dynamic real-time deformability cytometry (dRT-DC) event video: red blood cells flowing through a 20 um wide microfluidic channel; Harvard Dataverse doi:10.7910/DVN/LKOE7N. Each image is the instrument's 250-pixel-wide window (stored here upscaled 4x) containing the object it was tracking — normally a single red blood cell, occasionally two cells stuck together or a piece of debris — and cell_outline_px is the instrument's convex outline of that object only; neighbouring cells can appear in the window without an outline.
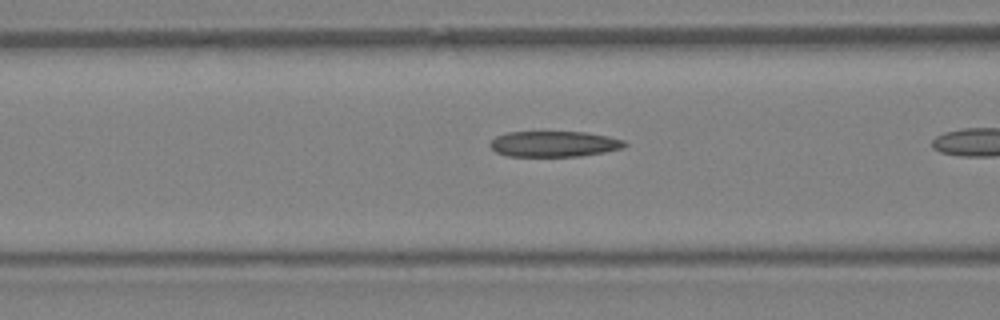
{"species": "Egyptian fruit bat (a non-hibernating species)", "species_latin": "Rousettus aegyptiacus", "temperature_condition": "warm", "stored_images_in_passage": 16, "camera_frame_rate_fps": 3000, "um_per_image_px": 0.085, "animal": {"sex": "female"}, "frame": {"image": 1, "passage_image": 14, "time_ms": 4.333, "image_size_px": [1000, 320], "cell_outline_px": [[628, 144], [624, 148], [604, 152], [580, 156], [508, 156], [496, 152], [488, 144], [496, 136], [508, 132], [584, 132], [608, 136], [624, 140]], "centroid_in_image_um": [47.11, 12.23], "position_along_channel_um": 119.5, "area_um2": 20.17}}